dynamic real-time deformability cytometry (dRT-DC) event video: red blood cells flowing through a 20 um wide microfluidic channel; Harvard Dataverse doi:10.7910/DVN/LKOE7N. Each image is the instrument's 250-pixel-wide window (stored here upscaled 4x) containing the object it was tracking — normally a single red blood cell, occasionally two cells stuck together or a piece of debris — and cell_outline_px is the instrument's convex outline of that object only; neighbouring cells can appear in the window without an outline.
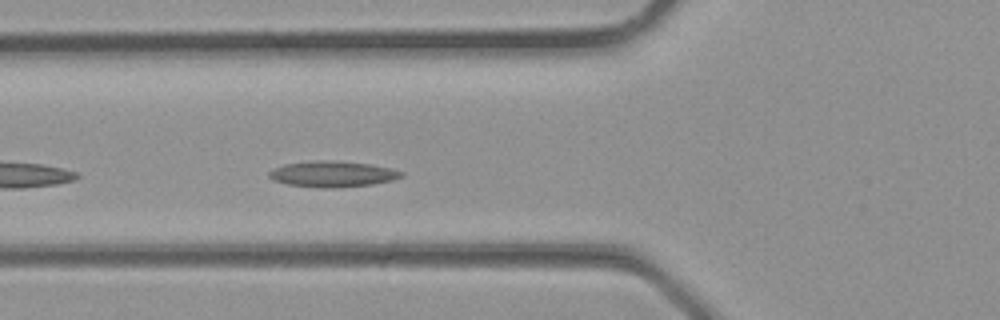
{"species": "common noctule bat (a hibernating species)", "species_latin": "Nyctalus noctula", "temperature_condition": "room temperature", "stored_images_in_passage": 19, "camera_frame_rate_fps": 3000, "um_per_image_px": 0.085, "animal": {"sex": "male", "body_mass_g": 23.1, "forearm_length_mm": 52.7}, "frame": {"image": 1, "passage_image": 4, "time_ms": 1.0, "image_size_px": [1000, 320], "cell_outline_px": [[404, 176], [392, 180], [372, 184], [332, 188], [324, 188], [288, 184], [272, 180], [268, 176], [268, 172], [272, 168], [284, 164], [308, 160], [332, 160], [368, 164], [392, 168], [404, 172]], "centroid_in_image_um": [28.23, 14.78], "position_along_channel_um": 97.6, "area_um2": 20.11}}
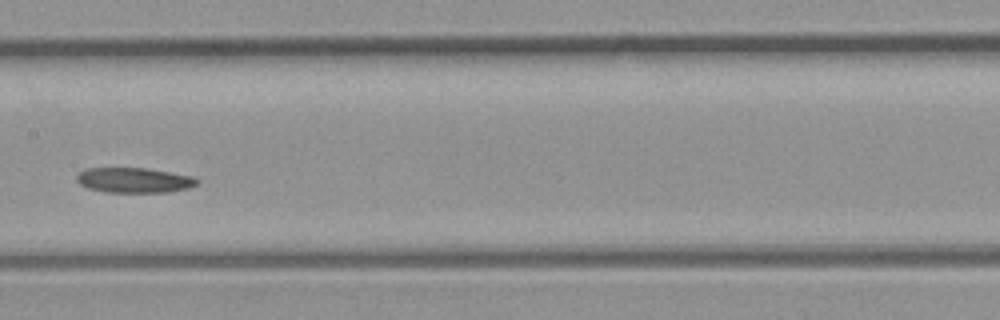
{"frame": {"image": 2, "passage_image": 9, "time_ms": 2.667, "image_size_px": [1000, 320], "cell_outline_px": [[200, 180], [196, 184], [188, 188], [168, 192], [104, 192], [88, 188], [80, 184], [76, 180], [76, 176], [84, 168], [148, 168], [192, 176]], "centroid_in_image_um": [11.38, 15.31], "position_along_channel_um": 196.0, "area_um2": 17.63}}
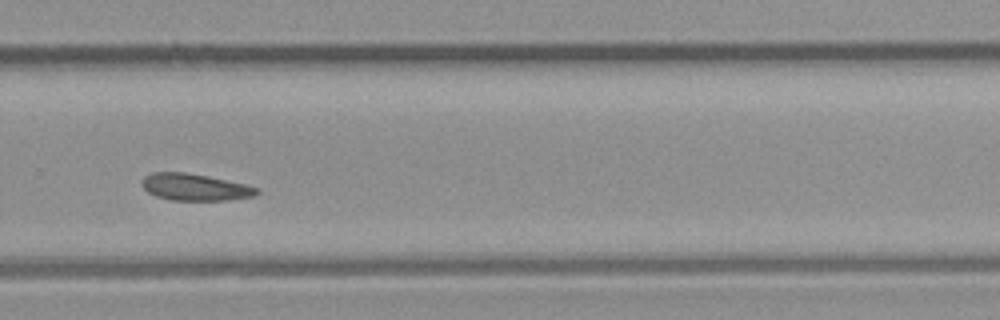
{"frame": {"image": 3, "passage_image": 15, "time_ms": 4.667, "image_size_px": [1000, 320], "cell_outline_px": [[260, 192], [256, 196], [228, 200], [172, 200], [156, 196], [148, 192], [140, 184], [140, 180], [144, 176], [152, 172], [184, 172], [208, 176], [244, 184], [260, 188]], "centroid_in_image_um": [16.56, 15.9], "position_along_channel_um": 313.2, "area_um2": 18.09}}